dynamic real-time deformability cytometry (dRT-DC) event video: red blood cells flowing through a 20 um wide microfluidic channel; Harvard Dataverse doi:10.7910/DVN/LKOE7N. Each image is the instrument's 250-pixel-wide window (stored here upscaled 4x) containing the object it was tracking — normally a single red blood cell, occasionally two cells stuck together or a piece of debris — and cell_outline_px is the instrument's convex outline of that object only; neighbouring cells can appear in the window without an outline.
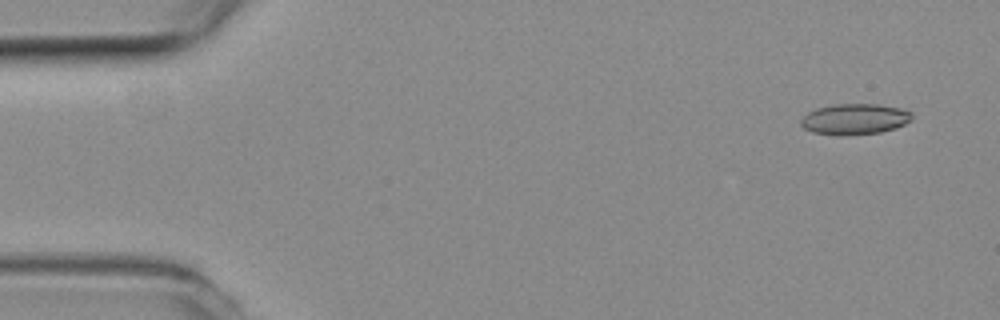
{"species": "common noctule bat (a hibernating species)", "species_latin": "Nyctalus noctula", "temperature_condition": "room temperature", "stored_images_in_passage": 52, "camera_frame_rate_fps": 3000, "um_per_image_px": 0.085, "animal": {"sex": "female", "body_mass_g": 19.3, "forearm_length_mm": 54.1}, "frame": {"image": 1, "passage_image": 1, "time_ms": 0.0, "image_size_px": [1000, 320], "cell_outline_px": [[912, 120], [896, 128], [880, 132], [844, 136], [812, 132], [804, 128], [800, 124], [800, 120], [808, 112], [816, 108], [832, 104], [876, 104], [900, 108], [912, 112]], "centroid_in_image_um": [72.64, 10.12], "position_along_channel_um": 12.4, "area_um2": 20.06}}
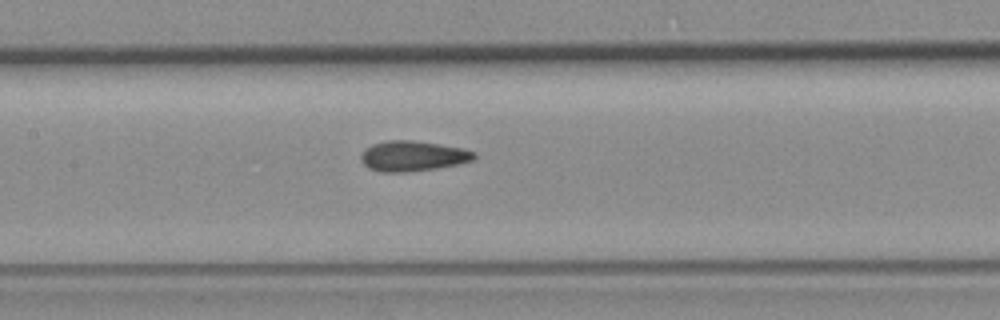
{"frame": {"image": 2, "passage_image": 23, "time_ms": 7.333, "image_size_px": [1000, 320], "cell_outline_px": [[476, 156], [472, 160], [456, 164], [436, 168], [404, 172], [380, 172], [368, 168], [360, 160], [360, 156], [364, 148], [372, 144], [388, 140], [412, 140], [440, 144], [464, 148], [476, 152]], "centroid_in_image_um": [35.05, 13.25], "position_along_channel_um": 172.3, "area_um2": 20.06}}
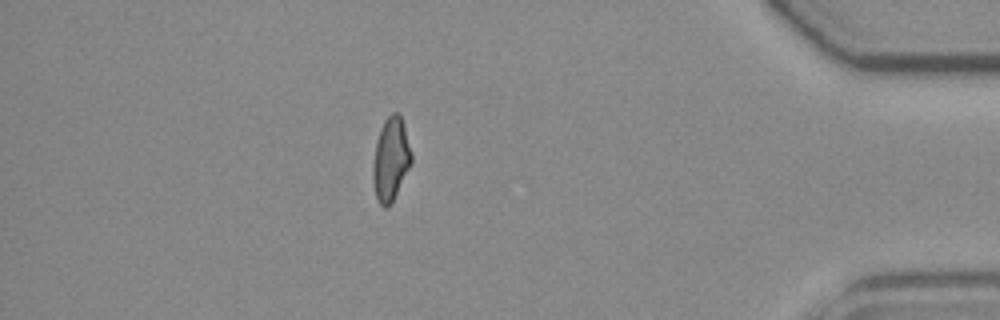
{"frame": {"image": 3, "passage_image": 45, "time_ms": 14.667, "image_size_px": [1000, 320], "cell_outline_px": [[412, 160], [392, 200], [384, 208], [380, 204], [376, 196], [372, 180], [372, 168], [376, 140], [380, 128], [384, 120], [392, 112], [396, 112], [400, 116], [404, 124], [412, 152]], "centroid_in_image_um": [33.2, 13.46], "position_along_channel_um": 402.0, "area_um2": 18.38}, "authors_computed_cell_mechanics": {"area_um2": 19.3919, "velocity_mm_per_s": 3.7791, "shape_relaxation_time_tau1_ms": null, "shape_relaxation_time_tau2_ms": 2.1006, "deformation_change_tau1": null, "deformation_change_tau2": 0.0934}}